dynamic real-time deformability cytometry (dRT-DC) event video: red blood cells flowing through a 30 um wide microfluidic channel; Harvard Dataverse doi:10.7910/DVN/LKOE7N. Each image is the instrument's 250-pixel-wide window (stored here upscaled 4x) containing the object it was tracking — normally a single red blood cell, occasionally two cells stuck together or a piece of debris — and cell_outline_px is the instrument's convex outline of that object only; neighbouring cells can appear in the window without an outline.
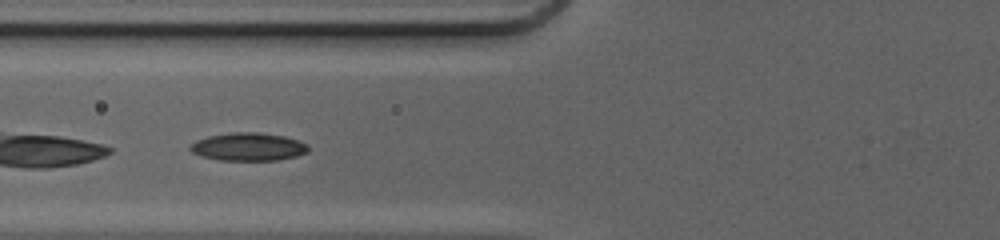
{"species": "common noctule bat (a hibernating species)", "species_latin": "Nyctalus noctula", "temperature_condition": "cold", "stored_images_in_passage": 31, "camera_frame_rate_fps": 3000, "um_per_image_px": 0.085, "animal": {"sex": "female", "body_mass_g": 20.0, "forearm_length_mm": 54.0}, "frame": {"image": 1, "passage_image": 6, "time_ms": 1.667, "image_size_px": [1000, 240], "cell_outline_px": [[308, 152], [296, 156], [280, 160], [220, 160], [200, 156], [192, 152], [188, 148], [196, 140], [208, 136], [228, 132], [256, 132], [284, 136], [300, 140], [308, 144]], "centroid_in_image_um": [21.11, 12.47], "position_along_channel_um": 104.7, "area_um2": 19.42}}
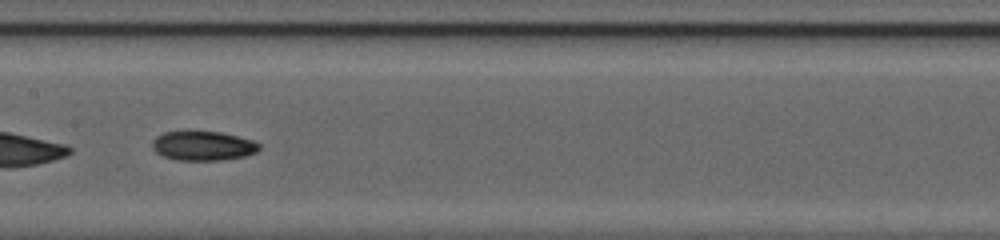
{"frame": {"image": 2, "passage_image": 12, "time_ms": 3.667, "image_size_px": [1000, 240], "cell_outline_px": [[260, 148], [256, 152], [244, 156], [224, 160], [176, 160], [164, 156], [156, 152], [152, 148], [152, 140], [156, 136], [164, 132], [184, 128], [188, 128], [220, 132], [252, 140], [260, 144]], "centroid_in_image_um": [17.19, 12.34], "position_along_channel_um": 190.2, "area_um2": 19.02}}
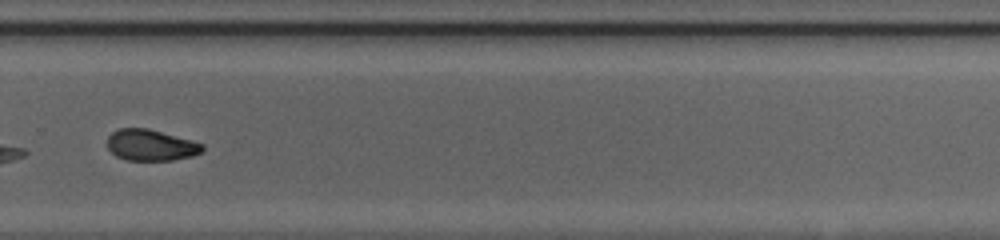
{"frame": {"image": 3, "passage_image": 21, "time_ms": 6.667, "image_size_px": [1000, 240], "cell_outline_px": [[204, 148], [200, 152], [192, 156], [172, 160], [128, 160], [116, 156], [108, 148], [108, 136], [112, 132], [120, 128], [148, 128], [192, 140], [204, 144]], "centroid_in_image_um": [12.82, 12.33], "position_along_channel_um": 317.0, "area_um2": 17.22}, "authors_computed_cell_mechanics": {"area_um2": 18.5538, "velocity_mm_per_s": 4.2473, "shape_relaxation_time_tau1_ms": 3.5673, "shape_relaxation_time_tau2_ms": 4.4361, "deformation_change_tau1": 0.1089, "deformation_change_tau2": 0.0899}}